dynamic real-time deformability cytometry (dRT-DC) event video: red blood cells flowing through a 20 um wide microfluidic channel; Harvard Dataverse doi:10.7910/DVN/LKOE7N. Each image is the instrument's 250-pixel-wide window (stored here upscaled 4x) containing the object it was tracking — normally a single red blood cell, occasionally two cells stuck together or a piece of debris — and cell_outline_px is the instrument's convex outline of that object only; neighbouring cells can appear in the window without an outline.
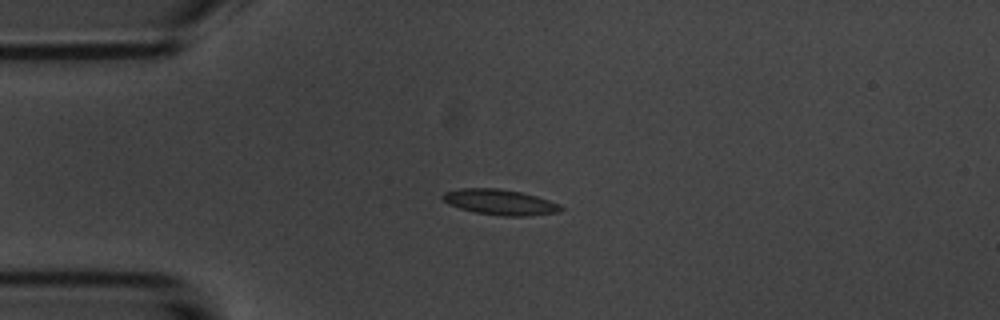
{"species": "common noctule bat (a hibernating species)", "species_latin": "Nyctalus noctula", "temperature_condition": "room temperature", "stored_images_in_passage": 4, "camera_frame_rate_fps": 3000, "um_per_image_px": 0.085, "animal": {"sex": "male", "body_mass_g": 20.1, "forearm_length_mm": 53.5}, "frame": {"image": 1, "passage_image": 2, "time_ms": 1.0, "image_size_px": [1000, 320], "cell_outline_px": [[564, 208], [560, 212], [528, 216], [500, 216], [476, 212], [460, 208], [448, 204], [440, 196], [444, 192], [460, 188], [500, 188], [520, 192], [536, 196], [560, 204]], "centroid_in_image_um": [42.5, 17.18], "position_along_channel_um": 42.5, "area_um2": 17.63}}
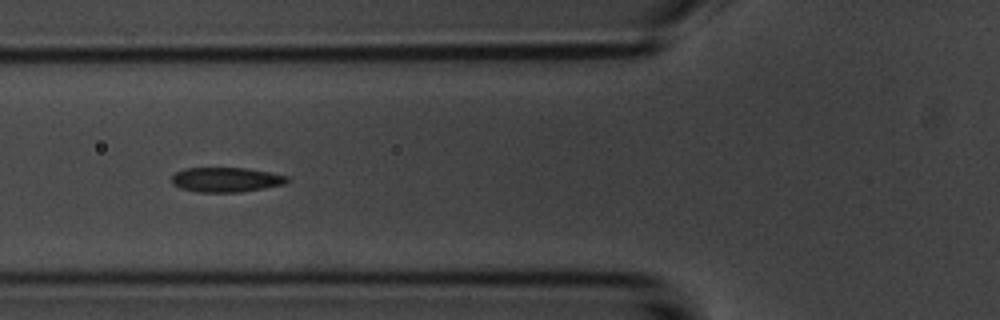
{"frame": {"image": 2, "passage_image": 4, "time_ms": 3.333, "image_size_px": [1000, 320], "cell_outline_px": [[288, 180], [284, 184], [264, 188], [240, 192], [196, 192], [180, 188], [172, 184], [172, 176], [176, 172], [184, 168], [244, 168], [268, 172], [288, 176]], "centroid_in_image_um": [19.18, 15.28], "position_along_channel_um": 106.6, "area_um2": 16.53}}